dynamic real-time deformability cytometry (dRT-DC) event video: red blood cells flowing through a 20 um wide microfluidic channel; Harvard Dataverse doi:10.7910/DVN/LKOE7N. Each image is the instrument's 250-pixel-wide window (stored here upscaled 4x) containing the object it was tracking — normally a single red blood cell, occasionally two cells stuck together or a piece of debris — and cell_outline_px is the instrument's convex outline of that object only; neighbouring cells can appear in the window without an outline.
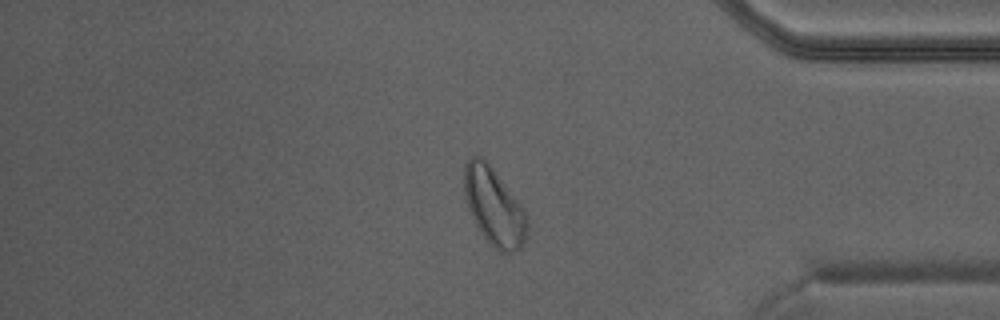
{"species": "Egyptian fruit bat (a non-hibernating species)", "species_latin": "Rousettus aegyptiacus", "temperature_condition": "warm", "stored_images_in_passage": 41, "camera_frame_rate_fps": 3000, "um_per_image_px": 0.085, "animal": {"sex": "male"}, "frame": {"image": 1, "passage_image": 35, "time_ms": 11.333, "image_size_px": [1000, 320], "cell_outline_px": [[528, 228], [524, 240], [520, 248], [512, 252], [504, 252], [496, 248], [484, 236], [476, 224], [468, 208], [464, 196], [464, 164], [468, 156], [480, 156], [492, 168], [524, 208], [528, 216]], "centroid_in_image_um": [41.98, 17.53], "position_along_channel_um": 393.2, "area_um2": 28.09}}